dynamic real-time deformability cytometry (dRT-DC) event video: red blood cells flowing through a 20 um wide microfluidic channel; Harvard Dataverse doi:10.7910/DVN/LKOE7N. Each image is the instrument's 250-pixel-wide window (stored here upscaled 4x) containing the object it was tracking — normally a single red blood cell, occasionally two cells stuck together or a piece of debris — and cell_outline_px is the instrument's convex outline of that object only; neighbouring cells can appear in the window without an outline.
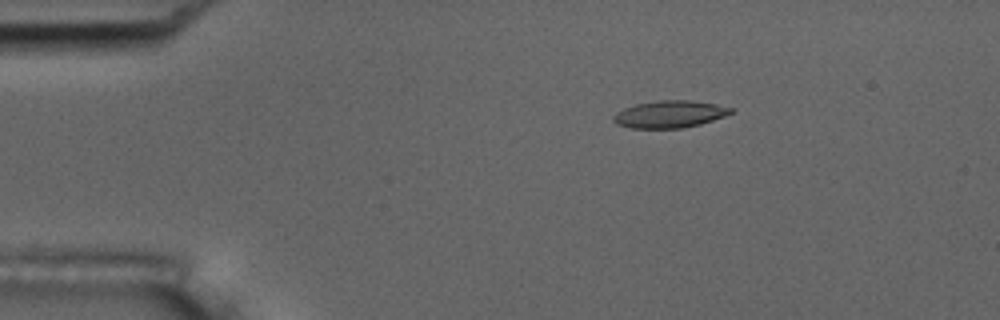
{"species": "common noctule bat (a hibernating species)", "species_latin": "Nyctalus noctula", "temperature_condition": "room temperature", "stored_images_in_passage": 52, "camera_frame_rate_fps": 3000, "um_per_image_px": 0.085, "animal": {"sex": "male", "body_mass_g": 17.5, "forearm_length_mm": 52.3}, "frame": {"image": 1, "passage_image": 6, "time_ms": 1.667, "image_size_px": [1000, 320], "cell_outline_px": [[732, 112], [724, 116], [700, 124], [680, 128], [628, 128], [616, 124], [612, 120], [612, 116], [616, 112], [624, 108], [636, 104], [660, 100], [692, 100], [716, 104], [732, 108]], "centroid_in_image_um": [56.87, 9.7], "position_along_channel_um": 28.1, "area_um2": 18.55}}
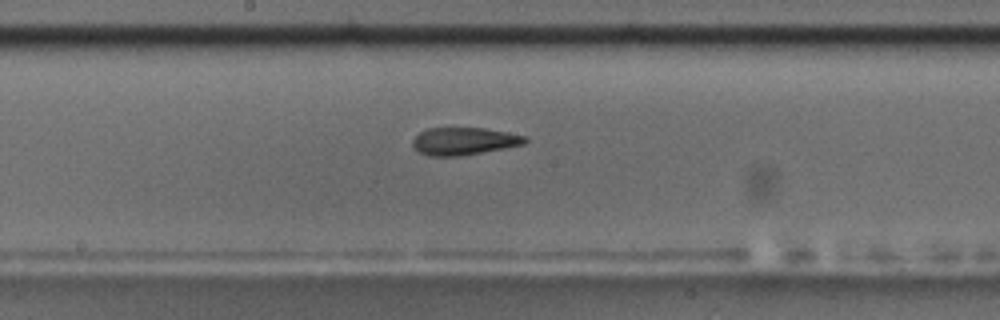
{"frame": {"image": 2, "passage_image": 26, "time_ms": 8.333, "image_size_px": [1000, 320], "cell_outline_px": [[528, 140], [524, 144], [464, 156], [428, 156], [420, 152], [412, 144], [412, 140], [420, 132], [428, 128], [484, 128], [528, 136]], "centroid_in_image_um": [39.46, 12.0], "position_along_channel_um": 208.7, "area_um2": 18.03}}
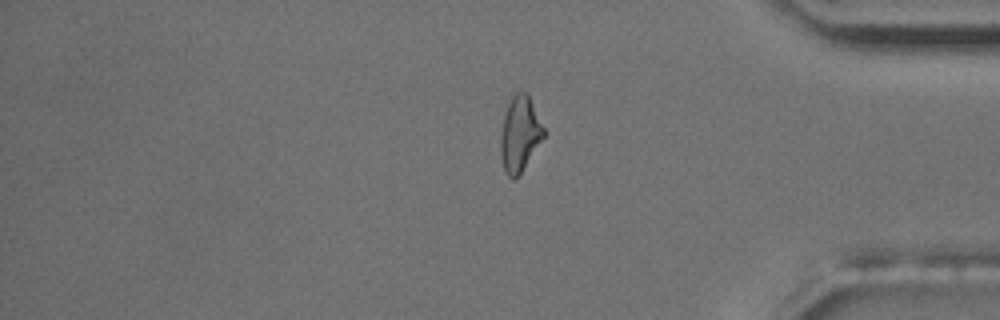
{"frame": {"image": 3, "passage_image": 43, "time_ms": 14.0, "image_size_px": [1000, 320], "cell_outline_px": [[544, 136], [520, 172], [512, 180], [504, 172], [500, 156], [500, 136], [504, 116], [508, 104], [512, 96], [516, 92], [528, 92], [544, 128]], "centroid_in_image_um": [44.16, 11.36], "position_along_channel_um": 391.0, "area_um2": 18.67}, "authors_computed_cell_mechanics": {"area_um2": 18.5538, "velocity_mm_per_s": 3.5977, "shape_relaxation_time_tau1_ms": 7.7602, "shape_relaxation_time_tau2_ms": 3.5421, "deformation_change_tau1": 0.1991, "deformation_change_tau2": 0.1282}}